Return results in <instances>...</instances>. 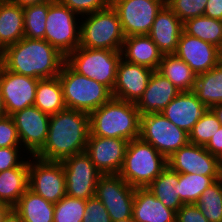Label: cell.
Returning a JSON list of instances; mask_svg holds the SVG:
<instances>
[{
  "label": "cell",
  "instance_id": "46",
  "mask_svg": "<svg viewBox=\"0 0 222 222\" xmlns=\"http://www.w3.org/2000/svg\"><path fill=\"white\" fill-rule=\"evenodd\" d=\"M10 1L21 7H26L29 5H34V4H39V3L54 1V0H10Z\"/></svg>",
  "mask_w": 222,
  "mask_h": 222
},
{
  "label": "cell",
  "instance_id": "24",
  "mask_svg": "<svg viewBox=\"0 0 222 222\" xmlns=\"http://www.w3.org/2000/svg\"><path fill=\"white\" fill-rule=\"evenodd\" d=\"M122 59L157 70L163 54L148 35L125 37L121 48Z\"/></svg>",
  "mask_w": 222,
  "mask_h": 222
},
{
  "label": "cell",
  "instance_id": "21",
  "mask_svg": "<svg viewBox=\"0 0 222 222\" xmlns=\"http://www.w3.org/2000/svg\"><path fill=\"white\" fill-rule=\"evenodd\" d=\"M183 31V22L165 5L155 17L148 36L164 54H174Z\"/></svg>",
  "mask_w": 222,
  "mask_h": 222
},
{
  "label": "cell",
  "instance_id": "52",
  "mask_svg": "<svg viewBox=\"0 0 222 222\" xmlns=\"http://www.w3.org/2000/svg\"><path fill=\"white\" fill-rule=\"evenodd\" d=\"M217 161H218L219 168L222 172V152L217 156Z\"/></svg>",
  "mask_w": 222,
  "mask_h": 222
},
{
  "label": "cell",
  "instance_id": "35",
  "mask_svg": "<svg viewBox=\"0 0 222 222\" xmlns=\"http://www.w3.org/2000/svg\"><path fill=\"white\" fill-rule=\"evenodd\" d=\"M48 9L49 1L23 7L25 38L44 39Z\"/></svg>",
  "mask_w": 222,
  "mask_h": 222
},
{
  "label": "cell",
  "instance_id": "7",
  "mask_svg": "<svg viewBox=\"0 0 222 222\" xmlns=\"http://www.w3.org/2000/svg\"><path fill=\"white\" fill-rule=\"evenodd\" d=\"M121 51L77 47L65 57V62L77 73L104 84L111 91L116 83Z\"/></svg>",
  "mask_w": 222,
  "mask_h": 222
},
{
  "label": "cell",
  "instance_id": "19",
  "mask_svg": "<svg viewBox=\"0 0 222 222\" xmlns=\"http://www.w3.org/2000/svg\"><path fill=\"white\" fill-rule=\"evenodd\" d=\"M154 70L121 59L117 68L116 83L112 96L116 99L137 103L143 96Z\"/></svg>",
  "mask_w": 222,
  "mask_h": 222
},
{
  "label": "cell",
  "instance_id": "33",
  "mask_svg": "<svg viewBox=\"0 0 222 222\" xmlns=\"http://www.w3.org/2000/svg\"><path fill=\"white\" fill-rule=\"evenodd\" d=\"M221 177H208L199 174H180L177 189L184 204H195L203 191Z\"/></svg>",
  "mask_w": 222,
  "mask_h": 222
},
{
  "label": "cell",
  "instance_id": "50",
  "mask_svg": "<svg viewBox=\"0 0 222 222\" xmlns=\"http://www.w3.org/2000/svg\"><path fill=\"white\" fill-rule=\"evenodd\" d=\"M5 115H6V112H5V109H4L2 96H1V90H0V118L4 117Z\"/></svg>",
  "mask_w": 222,
  "mask_h": 222
},
{
  "label": "cell",
  "instance_id": "53",
  "mask_svg": "<svg viewBox=\"0 0 222 222\" xmlns=\"http://www.w3.org/2000/svg\"><path fill=\"white\" fill-rule=\"evenodd\" d=\"M115 222H134V221L132 220V218H127V219L118 220V221H115Z\"/></svg>",
  "mask_w": 222,
  "mask_h": 222
},
{
  "label": "cell",
  "instance_id": "20",
  "mask_svg": "<svg viewBox=\"0 0 222 222\" xmlns=\"http://www.w3.org/2000/svg\"><path fill=\"white\" fill-rule=\"evenodd\" d=\"M208 109L193 91H188L180 92L160 114L189 134Z\"/></svg>",
  "mask_w": 222,
  "mask_h": 222
},
{
  "label": "cell",
  "instance_id": "2",
  "mask_svg": "<svg viewBox=\"0 0 222 222\" xmlns=\"http://www.w3.org/2000/svg\"><path fill=\"white\" fill-rule=\"evenodd\" d=\"M65 56L45 39L23 37L5 48L2 66L19 75L36 79L57 77Z\"/></svg>",
  "mask_w": 222,
  "mask_h": 222
},
{
  "label": "cell",
  "instance_id": "45",
  "mask_svg": "<svg viewBox=\"0 0 222 222\" xmlns=\"http://www.w3.org/2000/svg\"><path fill=\"white\" fill-rule=\"evenodd\" d=\"M204 147L214 156L222 152V126Z\"/></svg>",
  "mask_w": 222,
  "mask_h": 222
},
{
  "label": "cell",
  "instance_id": "31",
  "mask_svg": "<svg viewBox=\"0 0 222 222\" xmlns=\"http://www.w3.org/2000/svg\"><path fill=\"white\" fill-rule=\"evenodd\" d=\"M178 181L179 173L167 166L147 188L166 207L177 212L184 204L179 197L177 189Z\"/></svg>",
  "mask_w": 222,
  "mask_h": 222
},
{
  "label": "cell",
  "instance_id": "29",
  "mask_svg": "<svg viewBox=\"0 0 222 222\" xmlns=\"http://www.w3.org/2000/svg\"><path fill=\"white\" fill-rule=\"evenodd\" d=\"M34 106L48 115H54L67 108L58 76L38 80Z\"/></svg>",
  "mask_w": 222,
  "mask_h": 222
},
{
  "label": "cell",
  "instance_id": "40",
  "mask_svg": "<svg viewBox=\"0 0 222 222\" xmlns=\"http://www.w3.org/2000/svg\"><path fill=\"white\" fill-rule=\"evenodd\" d=\"M21 147L17 128L11 116L0 118V148Z\"/></svg>",
  "mask_w": 222,
  "mask_h": 222
},
{
  "label": "cell",
  "instance_id": "10",
  "mask_svg": "<svg viewBox=\"0 0 222 222\" xmlns=\"http://www.w3.org/2000/svg\"><path fill=\"white\" fill-rule=\"evenodd\" d=\"M28 189L53 204L57 203L66 195V177L62 162L29 156Z\"/></svg>",
  "mask_w": 222,
  "mask_h": 222
},
{
  "label": "cell",
  "instance_id": "36",
  "mask_svg": "<svg viewBox=\"0 0 222 222\" xmlns=\"http://www.w3.org/2000/svg\"><path fill=\"white\" fill-rule=\"evenodd\" d=\"M86 200L65 195L54 204L53 222H82Z\"/></svg>",
  "mask_w": 222,
  "mask_h": 222
},
{
  "label": "cell",
  "instance_id": "42",
  "mask_svg": "<svg viewBox=\"0 0 222 222\" xmlns=\"http://www.w3.org/2000/svg\"><path fill=\"white\" fill-rule=\"evenodd\" d=\"M23 151L20 147L0 148V172L18 167L25 159L20 153Z\"/></svg>",
  "mask_w": 222,
  "mask_h": 222
},
{
  "label": "cell",
  "instance_id": "12",
  "mask_svg": "<svg viewBox=\"0 0 222 222\" xmlns=\"http://www.w3.org/2000/svg\"><path fill=\"white\" fill-rule=\"evenodd\" d=\"M135 188L119 174L102 175L95 196L106 207L112 222L132 218Z\"/></svg>",
  "mask_w": 222,
  "mask_h": 222
},
{
  "label": "cell",
  "instance_id": "26",
  "mask_svg": "<svg viewBox=\"0 0 222 222\" xmlns=\"http://www.w3.org/2000/svg\"><path fill=\"white\" fill-rule=\"evenodd\" d=\"M24 37L23 7L9 1L0 2V43L6 48Z\"/></svg>",
  "mask_w": 222,
  "mask_h": 222
},
{
  "label": "cell",
  "instance_id": "15",
  "mask_svg": "<svg viewBox=\"0 0 222 222\" xmlns=\"http://www.w3.org/2000/svg\"><path fill=\"white\" fill-rule=\"evenodd\" d=\"M38 80L13 73L0 65V90L6 115L34 105Z\"/></svg>",
  "mask_w": 222,
  "mask_h": 222
},
{
  "label": "cell",
  "instance_id": "49",
  "mask_svg": "<svg viewBox=\"0 0 222 222\" xmlns=\"http://www.w3.org/2000/svg\"><path fill=\"white\" fill-rule=\"evenodd\" d=\"M213 113L216 115L218 121L220 122L221 126H222V103L221 104H217L214 105L210 108Z\"/></svg>",
  "mask_w": 222,
  "mask_h": 222
},
{
  "label": "cell",
  "instance_id": "4",
  "mask_svg": "<svg viewBox=\"0 0 222 222\" xmlns=\"http://www.w3.org/2000/svg\"><path fill=\"white\" fill-rule=\"evenodd\" d=\"M167 166V158L139 137L128 142L118 174L131 187L146 188Z\"/></svg>",
  "mask_w": 222,
  "mask_h": 222
},
{
  "label": "cell",
  "instance_id": "16",
  "mask_svg": "<svg viewBox=\"0 0 222 222\" xmlns=\"http://www.w3.org/2000/svg\"><path fill=\"white\" fill-rule=\"evenodd\" d=\"M168 166L180 174H199L208 177H222L217 156L204 146L188 142L168 159Z\"/></svg>",
  "mask_w": 222,
  "mask_h": 222
},
{
  "label": "cell",
  "instance_id": "37",
  "mask_svg": "<svg viewBox=\"0 0 222 222\" xmlns=\"http://www.w3.org/2000/svg\"><path fill=\"white\" fill-rule=\"evenodd\" d=\"M221 127L216 115L209 108L206 113L197 121L189 133V142L205 146L209 140L218 132Z\"/></svg>",
  "mask_w": 222,
  "mask_h": 222
},
{
  "label": "cell",
  "instance_id": "48",
  "mask_svg": "<svg viewBox=\"0 0 222 222\" xmlns=\"http://www.w3.org/2000/svg\"><path fill=\"white\" fill-rule=\"evenodd\" d=\"M12 209V207L6 203L0 202V222H3L5 216Z\"/></svg>",
  "mask_w": 222,
  "mask_h": 222
},
{
  "label": "cell",
  "instance_id": "5",
  "mask_svg": "<svg viewBox=\"0 0 222 222\" xmlns=\"http://www.w3.org/2000/svg\"><path fill=\"white\" fill-rule=\"evenodd\" d=\"M58 77L66 107L69 109L90 114L113 97L107 86L75 72L66 62Z\"/></svg>",
  "mask_w": 222,
  "mask_h": 222
},
{
  "label": "cell",
  "instance_id": "28",
  "mask_svg": "<svg viewBox=\"0 0 222 222\" xmlns=\"http://www.w3.org/2000/svg\"><path fill=\"white\" fill-rule=\"evenodd\" d=\"M13 209L23 222H53L54 204L27 189Z\"/></svg>",
  "mask_w": 222,
  "mask_h": 222
},
{
  "label": "cell",
  "instance_id": "13",
  "mask_svg": "<svg viewBox=\"0 0 222 222\" xmlns=\"http://www.w3.org/2000/svg\"><path fill=\"white\" fill-rule=\"evenodd\" d=\"M61 162L66 177V194L83 200L94 197L102 173L92 163L90 156L82 152Z\"/></svg>",
  "mask_w": 222,
  "mask_h": 222
},
{
  "label": "cell",
  "instance_id": "25",
  "mask_svg": "<svg viewBox=\"0 0 222 222\" xmlns=\"http://www.w3.org/2000/svg\"><path fill=\"white\" fill-rule=\"evenodd\" d=\"M18 167L0 172V202L12 208L28 189L29 156Z\"/></svg>",
  "mask_w": 222,
  "mask_h": 222
},
{
  "label": "cell",
  "instance_id": "23",
  "mask_svg": "<svg viewBox=\"0 0 222 222\" xmlns=\"http://www.w3.org/2000/svg\"><path fill=\"white\" fill-rule=\"evenodd\" d=\"M134 222H176V212L158 200L149 188H135Z\"/></svg>",
  "mask_w": 222,
  "mask_h": 222
},
{
  "label": "cell",
  "instance_id": "8",
  "mask_svg": "<svg viewBox=\"0 0 222 222\" xmlns=\"http://www.w3.org/2000/svg\"><path fill=\"white\" fill-rule=\"evenodd\" d=\"M78 16L58 0L49 1L44 39L65 57L80 46Z\"/></svg>",
  "mask_w": 222,
  "mask_h": 222
},
{
  "label": "cell",
  "instance_id": "43",
  "mask_svg": "<svg viewBox=\"0 0 222 222\" xmlns=\"http://www.w3.org/2000/svg\"><path fill=\"white\" fill-rule=\"evenodd\" d=\"M176 222H209L195 204H183L176 212Z\"/></svg>",
  "mask_w": 222,
  "mask_h": 222
},
{
  "label": "cell",
  "instance_id": "44",
  "mask_svg": "<svg viewBox=\"0 0 222 222\" xmlns=\"http://www.w3.org/2000/svg\"><path fill=\"white\" fill-rule=\"evenodd\" d=\"M204 16L222 20V0H208Z\"/></svg>",
  "mask_w": 222,
  "mask_h": 222
},
{
  "label": "cell",
  "instance_id": "9",
  "mask_svg": "<svg viewBox=\"0 0 222 222\" xmlns=\"http://www.w3.org/2000/svg\"><path fill=\"white\" fill-rule=\"evenodd\" d=\"M140 138L167 159L189 142V134L160 113L140 115Z\"/></svg>",
  "mask_w": 222,
  "mask_h": 222
},
{
  "label": "cell",
  "instance_id": "51",
  "mask_svg": "<svg viewBox=\"0 0 222 222\" xmlns=\"http://www.w3.org/2000/svg\"><path fill=\"white\" fill-rule=\"evenodd\" d=\"M4 52H5V48L3 47V45L0 43V65L3 62L4 59Z\"/></svg>",
  "mask_w": 222,
  "mask_h": 222
},
{
  "label": "cell",
  "instance_id": "30",
  "mask_svg": "<svg viewBox=\"0 0 222 222\" xmlns=\"http://www.w3.org/2000/svg\"><path fill=\"white\" fill-rule=\"evenodd\" d=\"M193 92L208 108L222 103V61L213 69L196 76Z\"/></svg>",
  "mask_w": 222,
  "mask_h": 222
},
{
  "label": "cell",
  "instance_id": "38",
  "mask_svg": "<svg viewBox=\"0 0 222 222\" xmlns=\"http://www.w3.org/2000/svg\"><path fill=\"white\" fill-rule=\"evenodd\" d=\"M208 0H167L166 5L184 23L194 17L204 16Z\"/></svg>",
  "mask_w": 222,
  "mask_h": 222
},
{
  "label": "cell",
  "instance_id": "34",
  "mask_svg": "<svg viewBox=\"0 0 222 222\" xmlns=\"http://www.w3.org/2000/svg\"><path fill=\"white\" fill-rule=\"evenodd\" d=\"M195 205L209 222H222V178L206 188Z\"/></svg>",
  "mask_w": 222,
  "mask_h": 222
},
{
  "label": "cell",
  "instance_id": "32",
  "mask_svg": "<svg viewBox=\"0 0 222 222\" xmlns=\"http://www.w3.org/2000/svg\"><path fill=\"white\" fill-rule=\"evenodd\" d=\"M183 31L215 45L222 51V20L206 16L190 18L183 23Z\"/></svg>",
  "mask_w": 222,
  "mask_h": 222
},
{
  "label": "cell",
  "instance_id": "41",
  "mask_svg": "<svg viewBox=\"0 0 222 222\" xmlns=\"http://www.w3.org/2000/svg\"><path fill=\"white\" fill-rule=\"evenodd\" d=\"M82 222H112L106 207L96 197L86 200L85 214Z\"/></svg>",
  "mask_w": 222,
  "mask_h": 222
},
{
  "label": "cell",
  "instance_id": "27",
  "mask_svg": "<svg viewBox=\"0 0 222 222\" xmlns=\"http://www.w3.org/2000/svg\"><path fill=\"white\" fill-rule=\"evenodd\" d=\"M157 71L168 78L181 92L194 90L197 75L175 54H164Z\"/></svg>",
  "mask_w": 222,
  "mask_h": 222
},
{
  "label": "cell",
  "instance_id": "6",
  "mask_svg": "<svg viewBox=\"0 0 222 222\" xmlns=\"http://www.w3.org/2000/svg\"><path fill=\"white\" fill-rule=\"evenodd\" d=\"M79 17L85 19L80 22L81 47L121 51L125 36L118 14L111 5Z\"/></svg>",
  "mask_w": 222,
  "mask_h": 222
},
{
  "label": "cell",
  "instance_id": "11",
  "mask_svg": "<svg viewBox=\"0 0 222 222\" xmlns=\"http://www.w3.org/2000/svg\"><path fill=\"white\" fill-rule=\"evenodd\" d=\"M165 5L164 0H111L125 37L148 35L155 17Z\"/></svg>",
  "mask_w": 222,
  "mask_h": 222
},
{
  "label": "cell",
  "instance_id": "18",
  "mask_svg": "<svg viewBox=\"0 0 222 222\" xmlns=\"http://www.w3.org/2000/svg\"><path fill=\"white\" fill-rule=\"evenodd\" d=\"M128 142V140L121 138H107L89 134L85 152L102 175L118 174L123 165Z\"/></svg>",
  "mask_w": 222,
  "mask_h": 222
},
{
  "label": "cell",
  "instance_id": "22",
  "mask_svg": "<svg viewBox=\"0 0 222 222\" xmlns=\"http://www.w3.org/2000/svg\"><path fill=\"white\" fill-rule=\"evenodd\" d=\"M180 92L168 78L154 70L143 96L136 103L137 109L140 115L161 113Z\"/></svg>",
  "mask_w": 222,
  "mask_h": 222
},
{
  "label": "cell",
  "instance_id": "47",
  "mask_svg": "<svg viewBox=\"0 0 222 222\" xmlns=\"http://www.w3.org/2000/svg\"><path fill=\"white\" fill-rule=\"evenodd\" d=\"M3 222H23L20 215L12 208L5 216Z\"/></svg>",
  "mask_w": 222,
  "mask_h": 222
},
{
  "label": "cell",
  "instance_id": "14",
  "mask_svg": "<svg viewBox=\"0 0 222 222\" xmlns=\"http://www.w3.org/2000/svg\"><path fill=\"white\" fill-rule=\"evenodd\" d=\"M11 117L17 128L23 150H28L24 153L35 156L46 142L50 115L33 105L12 114Z\"/></svg>",
  "mask_w": 222,
  "mask_h": 222
},
{
  "label": "cell",
  "instance_id": "1",
  "mask_svg": "<svg viewBox=\"0 0 222 222\" xmlns=\"http://www.w3.org/2000/svg\"><path fill=\"white\" fill-rule=\"evenodd\" d=\"M89 134V114L65 108L50 115L46 142L35 157L46 161H62L66 157L85 152Z\"/></svg>",
  "mask_w": 222,
  "mask_h": 222
},
{
  "label": "cell",
  "instance_id": "3",
  "mask_svg": "<svg viewBox=\"0 0 222 222\" xmlns=\"http://www.w3.org/2000/svg\"><path fill=\"white\" fill-rule=\"evenodd\" d=\"M90 134L128 141L140 137V113L136 103L112 97L101 107L92 111Z\"/></svg>",
  "mask_w": 222,
  "mask_h": 222
},
{
  "label": "cell",
  "instance_id": "17",
  "mask_svg": "<svg viewBox=\"0 0 222 222\" xmlns=\"http://www.w3.org/2000/svg\"><path fill=\"white\" fill-rule=\"evenodd\" d=\"M221 53L215 45L182 31L174 54L199 75L216 67L222 61Z\"/></svg>",
  "mask_w": 222,
  "mask_h": 222
},
{
  "label": "cell",
  "instance_id": "39",
  "mask_svg": "<svg viewBox=\"0 0 222 222\" xmlns=\"http://www.w3.org/2000/svg\"><path fill=\"white\" fill-rule=\"evenodd\" d=\"M76 14L84 16L105 9L111 5V0H58Z\"/></svg>",
  "mask_w": 222,
  "mask_h": 222
}]
</instances>
